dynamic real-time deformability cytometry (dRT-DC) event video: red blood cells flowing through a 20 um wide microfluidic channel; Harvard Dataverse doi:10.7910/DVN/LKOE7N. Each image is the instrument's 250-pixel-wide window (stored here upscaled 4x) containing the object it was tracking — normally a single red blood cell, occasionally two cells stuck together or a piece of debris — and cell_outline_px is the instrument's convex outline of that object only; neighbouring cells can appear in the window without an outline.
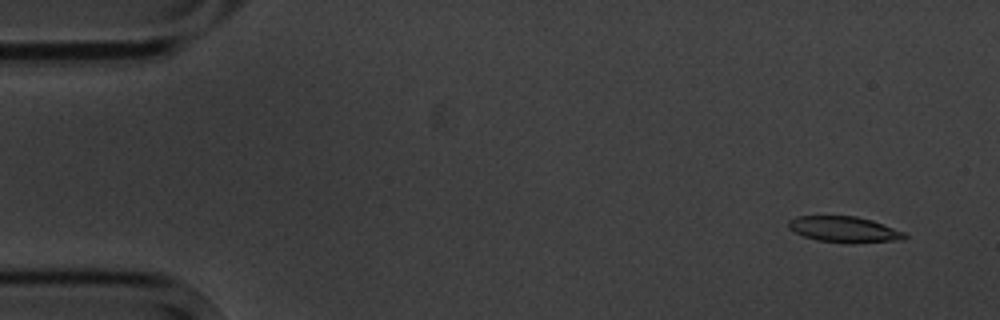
{"species": "common noctule bat (a hibernating species)", "species_latin": "Nyctalus noctula", "temperature_condition": "cold", "stored_images_in_passage": 7, "camera_frame_rate_fps": 3000, "um_per_image_px": 0.085, "animal": {"sex": "male", "body_mass_g": 20.1, "forearm_length_mm": 53.5}, "frame": {"image": 1, "passage_image": 1, "time_ms": 0.0, "image_size_px": [1000, 320], "cell_outline_px": [[908, 236], [904, 240], [816, 240], [804, 236], [788, 228], [788, 220], [796, 216], [856, 216], [872, 220], [904, 232]], "centroid_in_image_um": [71.69, 19.43], "position_along_channel_um": 13.3, "area_um2": 16.47}}
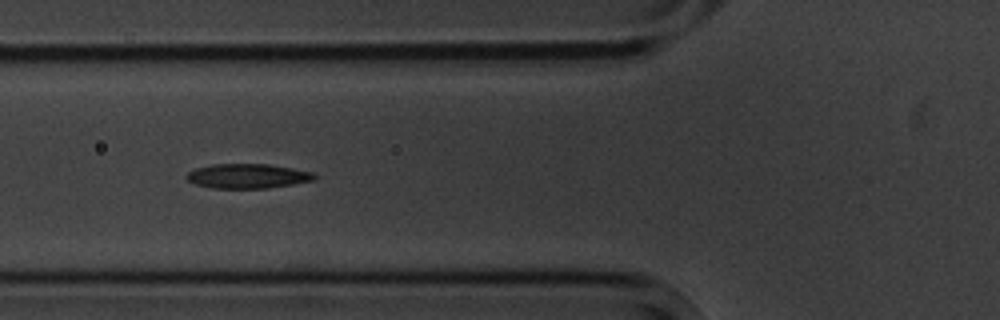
{"frame": {"image": 2, "passage_image": 6, "time_ms": 5.667, "image_size_px": [1000, 320], "cell_outline_px": [[316, 180], [268, 188], [212, 188], [196, 184], [188, 180], [184, 176], [188, 172], [196, 168], [212, 164], [268, 164], [292, 168], [312, 172], [316, 176]], "centroid_in_image_um": [21.04, 14.96], "position_along_channel_um": 104.8, "area_um2": 18.26}}
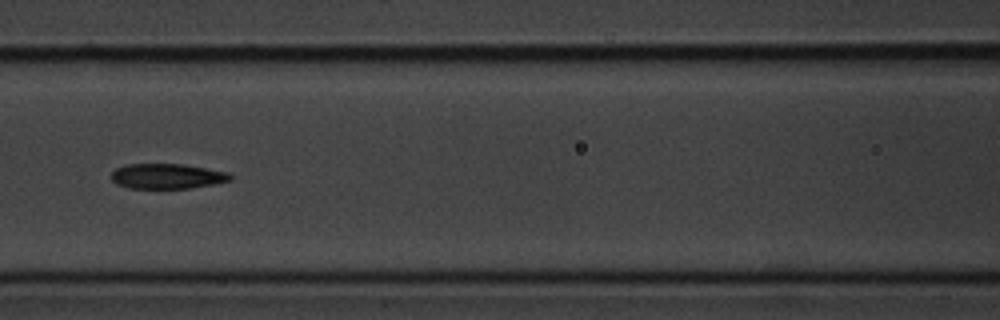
{"frame": {"image": 3, "passage_image": 7, "time_ms": 7.0, "image_size_px": [1000, 320], "cell_outline_px": [[232, 180], [192, 188], [128, 188], [116, 184], [112, 180], [112, 172], [116, 168], [128, 164], [184, 164], [228, 172], [232, 176]], "centroid_in_image_um": [14.2, 14.98], "position_along_channel_um": 152.4, "area_um2": 17.4}}